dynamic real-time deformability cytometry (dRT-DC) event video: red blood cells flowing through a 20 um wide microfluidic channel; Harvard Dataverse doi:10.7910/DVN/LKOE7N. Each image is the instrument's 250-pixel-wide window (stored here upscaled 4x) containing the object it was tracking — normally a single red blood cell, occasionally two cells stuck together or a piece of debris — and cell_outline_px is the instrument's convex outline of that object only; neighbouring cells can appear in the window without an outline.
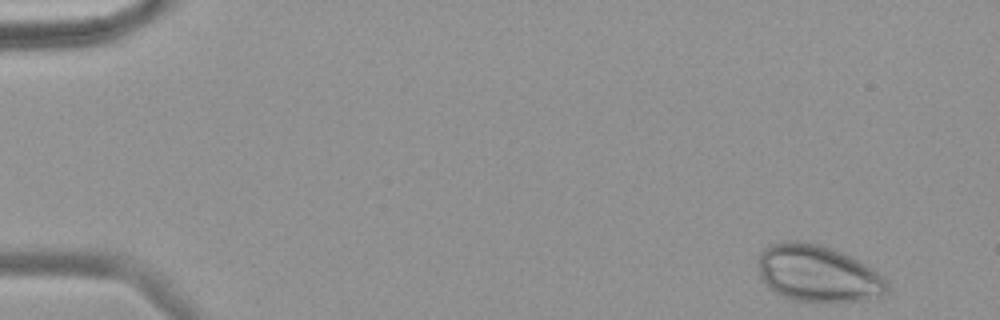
{"species": "common noctule bat (a hibernating species)", "species_latin": "Nyctalus noctula", "temperature_condition": "warm", "stored_images_in_passage": 54, "camera_frame_rate_fps": 3000, "um_per_image_px": 0.085, "animal": {"sex": "female", "body_mass_g": 18.4}, "frame": {"image": 1, "passage_image": 1, "time_ms": 0.0, "image_size_px": [1000, 320], "cell_outline_px": [[888, 292], [884, 296], [868, 300], [792, 300], [768, 288], [760, 280], [756, 260], [760, 252], [768, 244], [780, 240], [804, 240], [820, 244], [832, 248], [864, 264], [884, 276], [888, 280]], "centroid_in_image_um": [69.46, 23.21], "position_along_channel_um": 15.5, "area_um2": 43.0}}
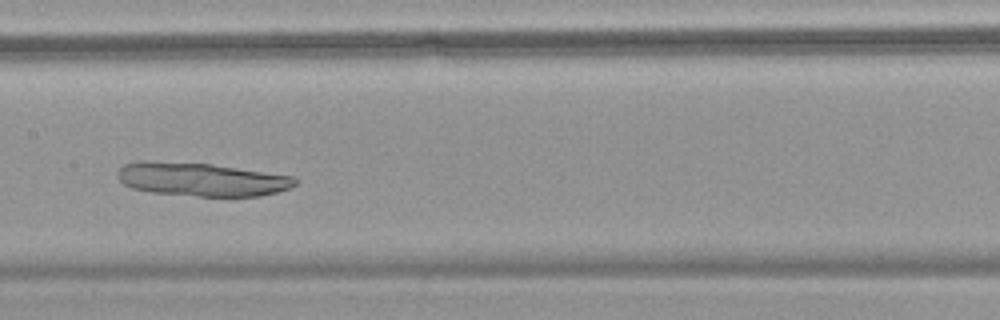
{"frame": {"image": 2, "passage_image": 27, "time_ms": 8.667, "image_size_px": [1000, 320], "cell_outline_px": [[296, 184], [288, 188], [276, 192], [260, 196], [196, 196], [152, 192], [132, 188], [124, 184], [116, 176], [116, 172], [124, 164], [140, 160], [148, 160], [212, 164], [292, 176], [296, 180]], "centroid_in_image_um": [17.06, 15.24], "position_along_channel_um": 190.3, "area_um2": 34.56}}
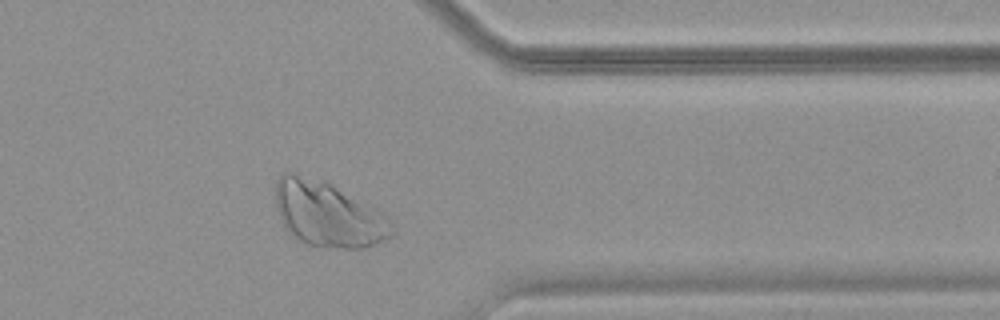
{"frame": {"image": 3, "passage_image": 44, "time_ms": 14.333, "image_size_px": [1000, 320], "cell_outline_px": [[396, 232], [392, 236], [376, 244], [364, 248], [344, 248], [304, 244], [288, 232], [280, 220], [276, 208], [276, 180], [280, 172], [292, 172], [332, 184], [388, 216]], "centroid_in_image_um": [27.87, 18.22], "position_along_channel_um": 383.5, "area_um2": 44.22}}